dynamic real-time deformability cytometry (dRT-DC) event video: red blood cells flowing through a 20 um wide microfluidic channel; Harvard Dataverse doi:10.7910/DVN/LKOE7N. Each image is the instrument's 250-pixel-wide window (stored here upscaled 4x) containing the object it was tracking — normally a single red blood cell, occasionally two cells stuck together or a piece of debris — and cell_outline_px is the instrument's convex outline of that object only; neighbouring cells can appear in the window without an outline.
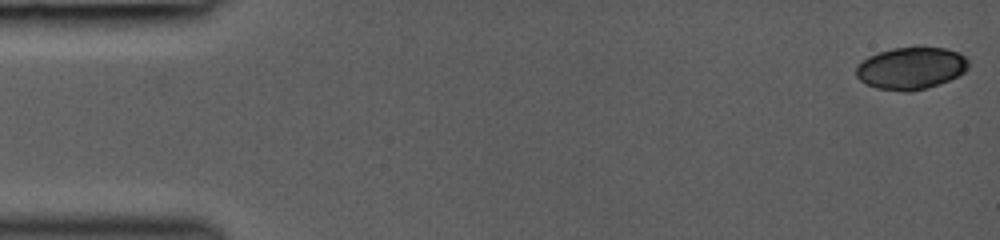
{"species": "common noctule bat (a hibernating species)", "species_latin": "Nyctalus noctula", "temperature_condition": "room temperature", "stored_images_in_passage": 21, "camera_frame_rate_fps": 3000, "um_per_image_px": 0.085, "animal": {"sex": "female", "body_mass_g": 19.0, "forearm_length_mm": 53.3}, "frame": {"image": 1, "passage_image": 1, "time_ms": 0.0, "image_size_px": [1000, 240], "cell_outline_px": [[968, 68], [964, 72], [940, 84], [928, 88], [912, 92], [908, 92], [876, 88], [864, 84], [856, 76], [856, 64], [868, 56], [892, 48], [916, 44], [920, 44], [944, 48], [960, 52], [968, 60]], "centroid_in_image_um": [77.43, 5.76], "position_along_channel_um": 7.6, "area_um2": 28.5}}